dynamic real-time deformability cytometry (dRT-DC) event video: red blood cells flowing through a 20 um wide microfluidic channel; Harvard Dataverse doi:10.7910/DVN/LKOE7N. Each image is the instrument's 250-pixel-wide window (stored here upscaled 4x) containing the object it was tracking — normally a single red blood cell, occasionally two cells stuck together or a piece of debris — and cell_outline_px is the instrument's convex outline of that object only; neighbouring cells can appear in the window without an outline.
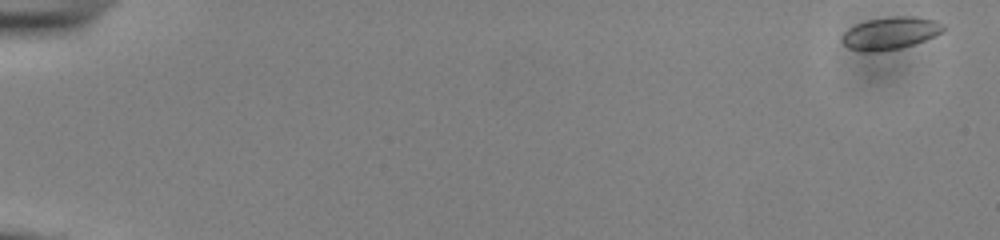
{"species": "common noctule bat (a hibernating species)", "species_latin": "Nyctalus noctula", "temperature_condition": "cold", "stored_images_in_passage": 54, "camera_frame_rate_fps": 3000, "um_per_image_px": 0.085, "animal": {"sex": "male", "body_mass_g": 13.0, "forearm_length_mm": 53.1}, "frame": {"image": 1, "passage_image": 1, "time_ms": 0.0, "image_size_px": [1000, 240], "cell_outline_px": [[948, 28], [924, 40], [900, 48], [876, 52], [864, 52], [848, 48], [840, 40], [840, 36], [848, 28], [856, 24], [868, 20], [892, 16], [912, 16], [936, 20], [944, 24]], "centroid_in_image_um": [75.64, 2.81], "position_along_channel_um": 9.4, "area_um2": 19.19}}
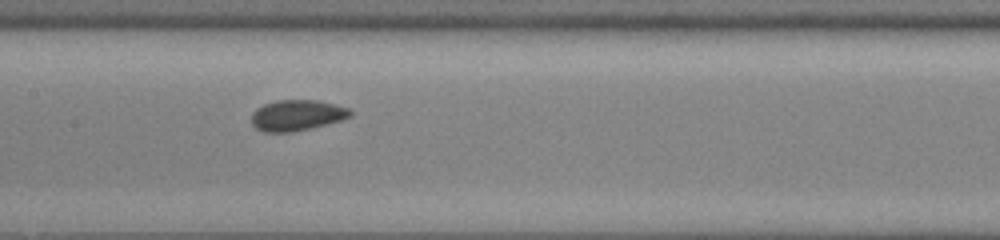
{"frame": {"image": 2, "passage_image": 28, "time_ms": 9.0, "image_size_px": [1000, 240], "cell_outline_px": [[352, 116], [328, 124], [312, 128], [292, 132], [264, 132], [256, 128], [252, 124], [252, 112], [256, 108], [264, 104], [276, 100], [316, 100], [348, 108], [352, 112]], "centroid_in_image_um": [25.22, 9.8], "position_along_channel_um": 182.2, "area_um2": 17.74}}
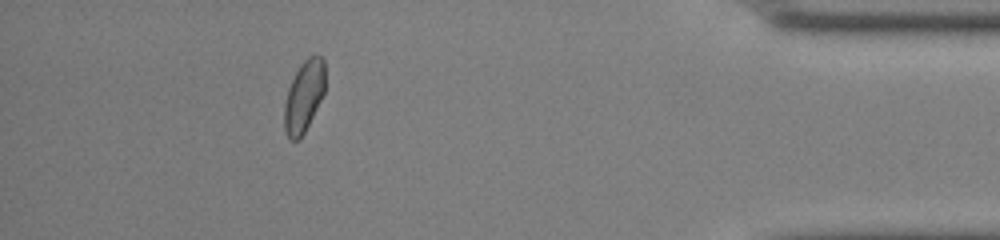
{"frame": {"image": 3, "passage_image": 49, "time_ms": 16.0, "image_size_px": [1000, 240], "cell_outline_px": [[324, 92], [300, 140], [288, 140], [284, 128], [284, 104], [288, 88], [300, 64], [308, 56], [320, 56], [324, 60]], "centroid_in_image_um": [25.8, 8.2], "position_along_channel_um": 409.4, "area_um2": 16.76}, "authors_computed_cell_mechanics": {"area_um2": 17.5134, "velocity_mm_per_s": 3.8743, "shape_relaxation_time_tau1_ms": 6.262, "shape_relaxation_time_tau2_ms": 3.637, "deformation_change_tau1": 0.077, "deformation_change_tau2": 0.0492}}